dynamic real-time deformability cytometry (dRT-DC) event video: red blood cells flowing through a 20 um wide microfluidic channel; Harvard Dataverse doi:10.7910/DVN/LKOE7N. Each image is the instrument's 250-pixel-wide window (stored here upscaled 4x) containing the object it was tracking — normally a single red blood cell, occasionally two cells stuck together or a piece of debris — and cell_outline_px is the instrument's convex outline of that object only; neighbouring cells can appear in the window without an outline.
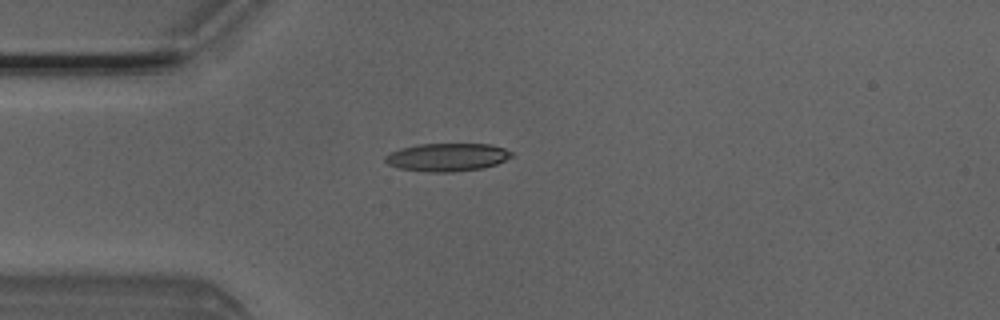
{"species": "Egyptian fruit bat (a non-hibernating species)", "species_latin": "Rousettus aegyptiacus", "temperature_condition": "room temperature", "stored_images_in_passage": 5, "camera_frame_rate_fps": 3000, "um_per_image_px": 0.085, "animal": {"sex": "male"}, "frame": {"image": 1, "passage_image": 4, "time_ms": 1.0, "image_size_px": [1000, 320], "cell_outline_px": [[512, 156], [496, 164], [480, 168], [452, 172], [432, 172], [400, 168], [388, 164], [384, 160], [384, 156], [388, 152], [400, 148], [420, 144], [488, 144], [504, 148], [512, 152]], "centroid_in_image_um": [37.97, 13.35], "position_along_channel_um": 47.0, "area_um2": 20.46}}